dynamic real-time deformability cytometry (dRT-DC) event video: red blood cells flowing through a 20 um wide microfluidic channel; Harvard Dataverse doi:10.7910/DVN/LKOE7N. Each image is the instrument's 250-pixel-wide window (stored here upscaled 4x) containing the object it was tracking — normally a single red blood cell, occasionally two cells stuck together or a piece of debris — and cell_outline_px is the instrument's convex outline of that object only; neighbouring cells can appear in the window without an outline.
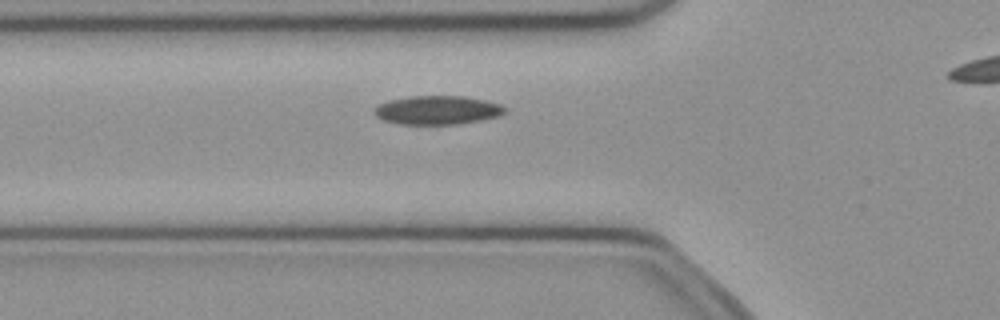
{"species": "common noctule bat (a hibernating species)", "species_latin": "Nyctalus noctula", "temperature_condition": "cold", "stored_images_in_passage": 37, "camera_frame_rate_fps": 3000, "um_per_image_px": 0.085, "animal": {"sex": "female", "body_mass_g": 21.9}, "frame": {"image": 1, "passage_image": 13, "time_ms": 4.0, "image_size_px": [1000, 320], "cell_outline_px": [[508, 112], [500, 116], [480, 120], [456, 124], [400, 124], [384, 120], [376, 116], [372, 112], [376, 104], [388, 100], [408, 96], [464, 96], [484, 100], [500, 104], [508, 108]], "centroid_in_image_um": [37.17, 9.35], "position_along_channel_um": 88.6, "area_um2": 22.14}}
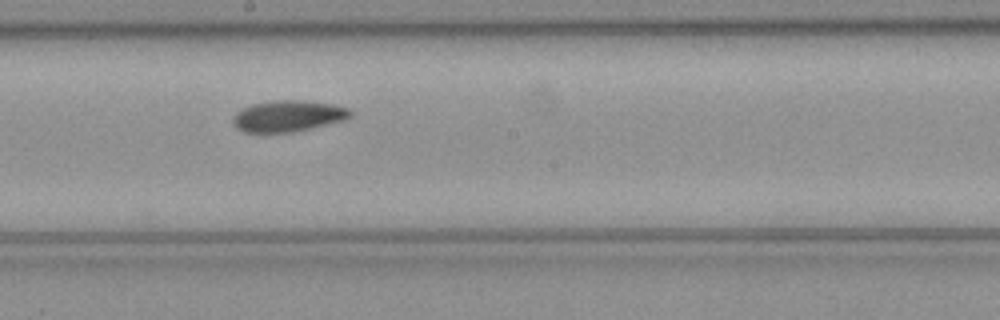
{"frame": {"image": 2, "passage_image": 23, "time_ms": 7.333, "image_size_px": [1000, 320], "cell_outline_px": [[352, 116], [344, 120], [292, 132], [244, 132], [236, 128], [232, 120], [236, 112], [252, 104], [276, 100], [304, 100], [336, 104], [348, 108], [352, 112]], "centroid_in_image_um": [24.51, 9.85], "position_along_channel_um": 223.7, "area_um2": 21.33}}
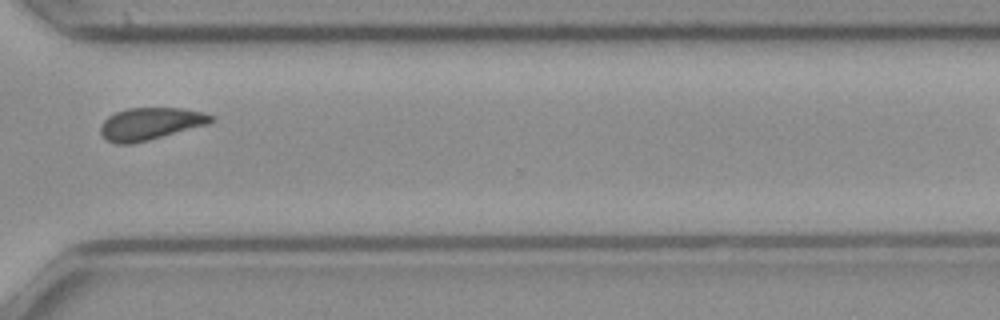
{"frame": {"image": 3, "passage_image": 33, "time_ms": 10.667, "image_size_px": [1000, 320], "cell_outline_px": [[212, 120], [208, 124], [148, 140], [132, 144], [116, 144], [108, 140], [100, 132], [100, 124], [108, 116], [116, 112], [128, 108], [184, 108], [204, 112], [212, 116]], "centroid_in_image_um": [12.75, 10.51], "position_along_channel_um": 357.8, "area_um2": 20.63}}